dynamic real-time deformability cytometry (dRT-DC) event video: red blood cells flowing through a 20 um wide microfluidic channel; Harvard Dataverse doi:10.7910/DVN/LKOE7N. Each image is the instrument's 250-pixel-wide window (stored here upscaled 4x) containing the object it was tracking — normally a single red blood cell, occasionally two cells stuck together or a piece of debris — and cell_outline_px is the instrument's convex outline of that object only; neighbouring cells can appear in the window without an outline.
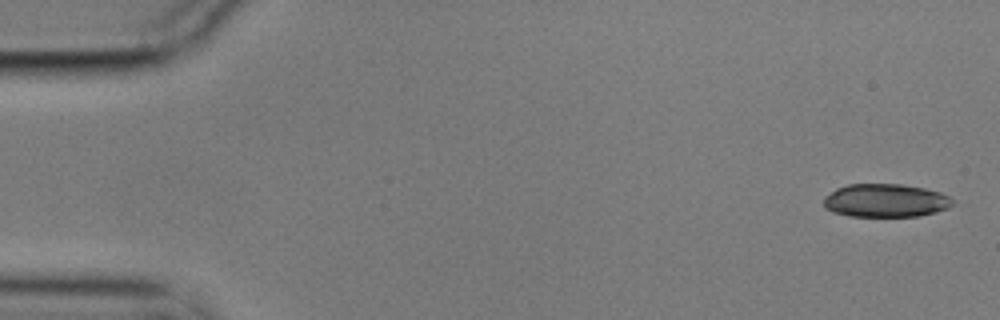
{"species": "common noctule bat (a hibernating species)", "species_latin": "Nyctalus noctula", "temperature_condition": "cold", "stored_images_in_passage": 3, "camera_frame_rate_fps": 3000, "um_per_image_px": 0.085, "animal": {"sex": "male", "body_mass_g": 17.9}, "frame": {"image": 1, "passage_image": 1, "time_ms": 0.0, "image_size_px": [1000, 320], "cell_outline_px": [[956, 204], [948, 208], [936, 212], [920, 216], [848, 216], [832, 212], [824, 208], [824, 196], [836, 188], [848, 184], [900, 184], [924, 188], [940, 192], [948, 196]], "centroid_in_image_um": [75.26, 17.05], "position_along_channel_um": 9.7, "area_um2": 25.2}}